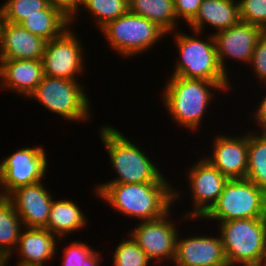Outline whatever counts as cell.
Instances as JSON below:
<instances>
[{"instance_id":"9","label":"cell","mask_w":266,"mask_h":266,"mask_svg":"<svg viewBox=\"0 0 266 266\" xmlns=\"http://www.w3.org/2000/svg\"><path fill=\"white\" fill-rule=\"evenodd\" d=\"M42 146L18 149L1 159L0 190L7 197L18 187L41 182L46 175L48 159Z\"/></svg>"},{"instance_id":"31","label":"cell","mask_w":266,"mask_h":266,"mask_svg":"<svg viewBox=\"0 0 266 266\" xmlns=\"http://www.w3.org/2000/svg\"><path fill=\"white\" fill-rule=\"evenodd\" d=\"M249 64L258 80L266 84V31L258 39Z\"/></svg>"},{"instance_id":"25","label":"cell","mask_w":266,"mask_h":266,"mask_svg":"<svg viewBox=\"0 0 266 266\" xmlns=\"http://www.w3.org/2000/svg\"><path fill=\"white\" fill-rule=\"evenodd\" d=\"M246 178L266 191V132L248 134Z\"/></svg>"},{"instance_id":"11","label":"cell","mask_w":266,"mask_h":266,"mask_svg":"<svg viewBox=\"0 0 266 266\" xmlns=\"http://www.w3.org/2000/svg\"><path fill=\"white\" fill-rule=\"evenodd\" d=\"M171 210L160 218L140 221L141 223L130 232V236L146 253L151 263L156 264L163 259L168 260L167 262L174 260L179 232L175 223L169 219Z\"/></svg>"},{"instance_id":"14","label":"cell","mask_w":266,"mask_h":266,"mask_svg":"<svg viewBox=\"0 0 266 266\" xmlns=\"http://www.w3.org/2000/svg\"><path fill=\"white\" fill-rule=\"evenodd\" d=\"M175 266H229L220 235L176 239Z\"/></svg>"},{"instance_id":"5","label":"cell","mask_w":266,"mask_h":266,"mask_svg":"<svg viewBox=\"0 0 266 266\" xmlns=\"http://www.w3.org/2000/svg\"><path fill=\"white\" fill-rule=\"evenodd\" d=\"M229 266H254L266 252V218L218 222Z\"/></svg>"},{"instance_id":"29","label":"cell","mask_w":266,"mask_h":266,"mask_svg":"<svg viewBox=\"0 0 266 266\" xmlns=\"http://www.w3.org/2000/svg\"><path fill=\"white\" fill-rule=\"evenodd\" d=\"M241 21L260 26L266 31V0H239Z\"/></svg>"},{"instance_id":"3","label":"cell","mask_w":266,"mask_h":266,"mask_svg":"<svg viewBox=\"0 0 266 266\" xmlns=\"http://www.w3.org/2000/svg\"><path fill=\"white\" fill-rule=\"evenodd\" d=\"M100 139L110 157L113 170L118 175L105 183L167 182L163 173L138 146L111 125L100 128Z\"/></svg>"},{"instance_id":"19","label":"cell","mask_w":266,"mask_h":266,"mask_svg":"<svg viewBox=\"0 0 266 266\" xmlns=\"http://www.w3.org/2000/svg\"><path fill=\"white\" fill-rule=\"evenodd\" d=\"M15 252H19L17 266H44L57 253V237L46 228H23ZM58 240V241H57Z\"/></svg>"},{"instance_id":"6","label":"cell","mask_w":266,"mask_h":266,"mask_svg":"<svg viewBox=\"0 0 266 266\" xmlns=\"http://www.w3.org/2000/svg\"><path fill=\"white\" fill-rule=\"evenodd\" d=\"M224 222L266 218V191L247 178L229 179L216 203L201 219Z\"/></svg>"},{"instance_id":"27","label":"cell","mask_w":266,"mask_h":266,"mask_svg":"<svg viewBox=\"0 0 266 266\" xmlns=\"http://www.w3.org/2000/svg\"><path fill=\"white\" fill-rule=\"evenodd\" d=\"M48 0H7L1 5L2 21L20 25L28 16L41 14Z\"/></svg>"},{"instance_id":"4","label":"cell","mask_w":266,"mask_h":266,"mask_svg":"<svg viewBox=\"0 0 266 266\" xmlns=\"http://www.w3.org/2000/svg\"><path fill=\"white\" fill-rule=\"evenodd\" d=\"M174 32L176 33H174V40L181 60L176 61L172 76L216 82L224 92L231 89L229 76L223 72L218 60L213 34L211 33L204 41L194 37L195 34L196 36L201 34L196 31H193L192 36L177 30Z\"/></svg>"},{"instance_id":"13","label":"cell","mask_w":266,"mask_h":266,"mask_svg":"<svg viewBox=\"0 0 266 266\" xmlns=\"http://www.w3.org/2000/svg\"><path fill=\"white\" fill-rule=\"evenodd\" d=\"M264 32L258 25L240 21L236 25L213 33L218 60L225 74L228 72L226 59L250 63L254 47Z\"/></svg>"},{"instance_id":"30","label":"cell","mask_w":266,"mask_h":266,"mask_svg":"<svg viewBox=\"0 0 266 266\" xmlns=\"http://www.w3.org/2000/svg\"><path fill=\"white\" fill-rule=\"evenodd\" d=\"M94 251L95 249H91V247L85 242L83 243V241H73L63 249L64 253L61 266H82L84 260Z\"/></svg>"},{"instance_id":"21","label":"cell","mask_w":266,"mask_h":266,"mask_svg":"<svg viewBox=\"0 0 266 266\" xmlns=\"http://www.w3.org/2000/svg\"><path fill=\"white\" fill-rule=\"evenodd\" d=\"M86 222L87 219L77 205V202L68 199H54L45 228L57 236L59 240H62V237L68 235V233L86 227Z\"/></svg>"},{"instance_id":"32","label":"cell","mask_w":266,"mask_h":266,"mask_svg":"<svg viewBox=\"0 0 266 266\" xmlns=\"http://www.w3.org/2000/svg\"><path fill=\"white\" fill-rule=\"evenodd\" d=\"M203 0H174L176 16L189 24L198 14Z\"/></svg>"},{"instance_id":"35","label":"cell","mask_w":266,"mask_h":266,"mask_svg":"<svg viewBox=\"0 0 266 266\" xmlns=\"http://www.w3.org/2000/svg\"><path fill=\"white\" fill-rule=\"evenodd\" d=\"M102 260L101 255L97 251H94L88 258H86L82 266H100Z\"/></svg>"},{"instance_id":"17","label":"cell","mask_w":266,"mask_h":266,"mask_svg":"<svg viewBox=\"0 0 266 266\" xmlns=\"http://www.w3.org/2000/svg\"><path fill=\"white\" fill-rule=\"evenodd\" d=\"M46 41L21 25L2 21L0 26V60L42 59Z\"/></svg>"},{"instance_id":"20","label":"cell","mask_w":266,"mask_h":266,"mask_svg":"<svg viewBox=\"0 0 266 266\" xmlns=\"http://www.w3.org/2000/svg\"><path fill=\"white\" fill-rule=\"evenodd\" d=\"M241 21L239 4L236 0H203L198 14L189 23L192 31L202 33L205 24L215 31L227 29Z\"/></svg>"},{"instance_id":"38","label":"cell","mask_w":266,"mask_h":266,"mask_svg":"<svg viewBox=\"0 0 266 266\" xmlns=\"http://www.w3.org/2000/svg\"><path fill=\"white\" fill-rule=\"evenodd\" d=\"M1 22H2V8L0 6V26H1Z\"/></svg>"},{"instance_id":"10","label":"cell","mask_w":266,"mask_h":266,"mask_svg":"<svg viewBox=\"0 0 266 266\" xmlns=\"http://www.w3.org/2000/svg\"><path fill=\"white\" fill-rule=\"evenodd\" d=\"M67 28L59 37L46 42L42 56L44 76L76 80L83 73L82 41Z\"/></svg>"},{"instance_id":"8","label":"cell","mask_w":266,"mask_h":266,"mask_svg":"<svg viewBox=\"0 0 266 266\" xmlns=\"http://www.w3.org/2000/svg\"><path fill=\"white\" fill-rule=\"evenodd\" d=\"M112 50L124 57L141 54L167 33L155 22L127 11L101 28Z\"/></svg>"},{"instance_id":"26","label":"cell","mask_w":266,"mask_h":266,"mask_svg":"<svg viewBox=\"0 0 266 266\" xmlns=\"http://www.w3.org/2000/svg\"><path fill=\"white\" fill-rule=\"evenodd\" d=\"M95 18L99 30L128 11V0H82V5Z\"/></svg>"},{"instance_id":"16","label":"cell","mask_w":266,"mask_h":266,"mask_svg":"<svg viewBox=\"0 0 266 266\" xmlns=\"http://www.w3.org/2000/svg\"><path fill=\"white\" fill-rule=\"evenodd\" d=\"M212 156L205 157L229 179L246 178L248 166V134L218 135L213 141Z\"/></svg>"},{"instance_id":"18","label":"cell","mask_w":266,"mask_h":266,"mask_svg":"<svg viewBox=\"0 0 266 266\" xmlns=\"http://www.w3.org/2000/svg\"><path fill=\"white\" fill-rule=\"evenodd\" d=\"M44 78L42 59L0 60V87L28 98Z\"/></svg>"},{"instance_id":"36","label":"cell","mask_w":266,"mask_h":266,"mask_svg":"<svg viewBox=\"0 0 266 266\" xmlns=\"http://www.w3.org/2000/svg\"><path fill=\"white\" fill-rule=\"evenodd\" d=\"M254 266H266V252L260 256V259Z\"/></svg>"},{"instance_id":"1","label":"cell","mask_w":266,"mask_h":266,"mask_svg":"<svg viewBox=\"0 0 266 266\" xmlns=\"http://www.w3.org/2000/svg\"><path fill=\"white\" fill-rule=\"evenodd\" d=\"M169 183H102L96 186L95 193L124 216L149 221L166 214L181 196Z\"/></svg>"},{"instance_id":"2","label":"cell","mask_w":266,"mask_h":266,"mask_svg":"<svg viewBox=\"0 0 266 266\" xmlns=\"http://www.w3.org/2000/svg\"><path fill=\"white\" fill-rule=\"evenodd\" d=\"M165 85L163 106L176 124L192 131L198 130L209 102L216 95L212 92L224 91L216 82L179 76H171Z\"/></svg>"},{"instance_id":"7","label":"cell","mask_w":266,"mask_h":266,"mask_svg":"<svg viewBox=\"0 0 266 266\" xmlns=\"http://www.w3.org/2000/svg\"><path fill=\"white\" fill-rule=\"evenodd\" d=\"M78 80L44 76L28 98L38 101L64 119L86 121L91 117V103Z\"/></svg>"},{"instance_id":"22","label":"cell","mask_w":266,"mask_h":266,"mask_svg":"<svg viewBox=\"0 0 266 266\" xmlns=\"http://www.w3.org/2000/svg\"><path fill=\"white\" fill-rule=\"evenodd\" d=\"M128 11L155 22L167 34L178 28L174 0H128Z\"/></svg>"},{"instance_id":"24","label":"cell","mask_w":266,"mask_h":266,"mask_svg":"<svg viewBox=\"0 0 266 266\" xmlns=\"http://www.w3.org/2000/svg\"><path fill=\"white\" fill-rule=\"evenodd\" d=\"M22 222L12 202L7 197L0 198V252L9 260L17 248Z\"/></svg>"},{"instance_id":"33","label":"cell","mask_w":266,"mask_h":266,"mask_svg":"<svg viewBox=\"0 0 266 266\" xmlns=\"http://www.w3.org/2000/svg\"><path fill=\"white\" fill-rule=\"evenodd\" d=\"M49 4L58 9L66 18L70 20V25L74 23L75 14L80 12L82 0H48ZM80 8V9H79Z\"/></svg>"},{"instance_id":"23","label":"cell","mask_w":266,"mask_h":266,"mask_svg":"<svg viewBox=\"0 0 266 266\" xmlns=\"http://www.w3.org/2000/svg\"><path fill=\"white\" fill-rule=\"evenodd\" d=\"M20 25L46 42L59 37L71 26L70 20L51 5L41 10V14L26 17Z\"/></svg>"},{"instance_id":"28","label":"cell","mask_w":266,"mask_h":266,"mask_svg":"<svg viewBox=\"0 0 266 266\" xmlns=\"http://www.w3.org/2000/svg\"><path fill=\"white\" fill-rule=\"evenodd\" d=\"M112 258L113 266H149L151 262L132 237L117 245Z\"/></svg>"},{"instance_id":"12","label":"cell","mask_w":266,"mask_h":266,"mask_svg":"<svg viewBox=\"0 0 266 266\" xmlns=\"http://www.w3.org/2000/svg\"><path fill=\"white\" fill-rule=\"evenodd\" d=\"M189 168L188 178L193 210L183 215L185 219L202 218L216 203L229 178L223 175L205 157Z\"/></svg>"},{"instance_id":"34","label":"cell","mask_w":266,"mask_h":266,"mask_svg":"<svg viewBox=\"0 0 266 266\" xmlns=\"http://www.w3.org/2000/svg\"><path fill=\"white\" fill-rule=\"evenodd\" d=\"M259 104L253 117L255 122L257 121V125L261 127V131L266 132V96L263 97V100Z\"/></svg>"},{"instance_id":"15","label":"cell","mask_w":266,"mask_h":266,"mask_svg":"<svg viewBox=\"0 0 266 266\" xmlns=\"http://www.w3.org/2000/svg\"><path fill=\"white\" fill-rule=\"evenodd\" d=\"M48 191L42 180L32 185L18 187L7 196L19 215L23 227L45 228L47 226L54 199Z\"/></svg>"},{"instance_id":"37","label":"cell","mask_w":266,"mask_h":266,"mask_svg":"<svg viewBox=\"0 0 266 266\" xmlns=\"http://www.w3.org/2000/svg\"><path fill=\"white\" fill-rule=\"evenodd\" d=\"M0 266H8V258L0 252Z\"/></svg>"}]
</instances>
